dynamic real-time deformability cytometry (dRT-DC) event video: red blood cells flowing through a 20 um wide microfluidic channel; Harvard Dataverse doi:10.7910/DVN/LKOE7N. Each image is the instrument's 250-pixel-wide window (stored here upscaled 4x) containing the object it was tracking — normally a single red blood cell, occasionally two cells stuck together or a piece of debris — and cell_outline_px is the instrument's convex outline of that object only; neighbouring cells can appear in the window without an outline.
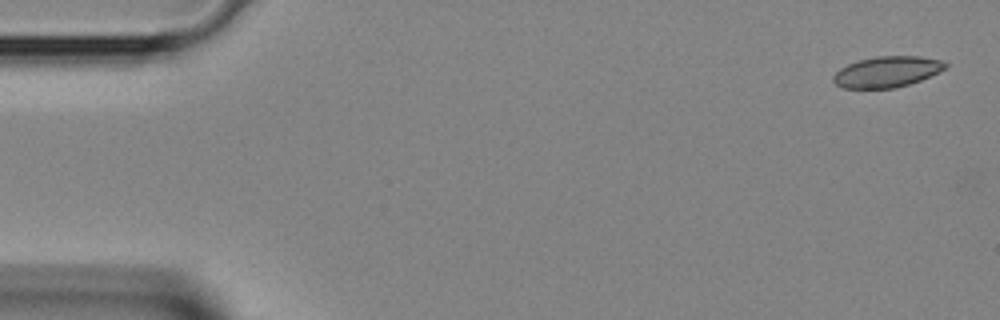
{"species": "Egyptian fruit bat (a non-hibernating species)", "species_latin": "Rousettus aegyptiacus", "temperature_condition": "room temperature", "stored_images_in_passage": 4, "segment_of_instrument_passage": [1, 2], "camera_frame_rate_fps": 3000, "um_per_image_px": 0.085, "animal": {"sex": "female"}, "frame": {"image": 1, "passage_image": 1, "time_ms": 0.0, "image_size_px": [1000, 320], "cell_outline_px": [[948, 68], [920, 80], [896, 88], [844, 88], [836, 84], [832, 80], [832, 76], [840, 68], [848, 64], [860, 60], [876, 56], [920, 56], [940, 60], [948, 64]], "centroid_in_image_um": [75.4, 6.1], "position_along_channel_um": 9.6, "area_um2": 20.11}}